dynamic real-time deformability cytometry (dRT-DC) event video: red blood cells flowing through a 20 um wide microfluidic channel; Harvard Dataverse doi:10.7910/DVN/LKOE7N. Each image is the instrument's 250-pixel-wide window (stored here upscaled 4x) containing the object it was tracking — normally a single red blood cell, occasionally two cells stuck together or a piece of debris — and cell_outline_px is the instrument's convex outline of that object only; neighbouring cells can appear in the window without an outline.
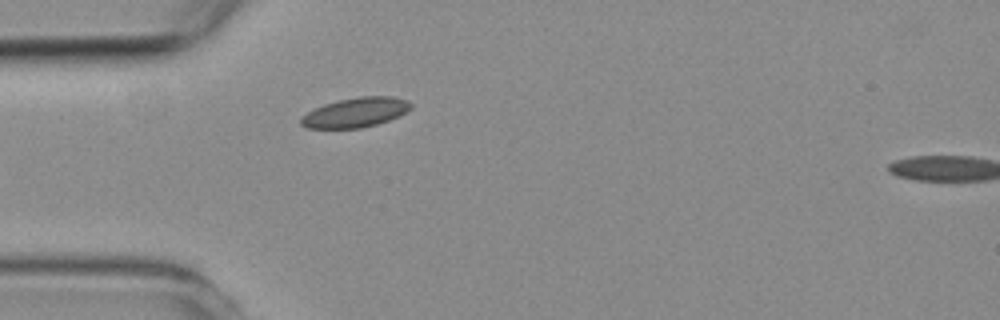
{"species": "common noctule bat (a hibernating species)", "species_latin": "Nyctalus noctula", "temperature_condition": "room temperature", "stored_images_in_passage": 7, "segment_of_instrument_passage": [1, 2], "camera_frame_rate_fps": 3000, "um_per_image_px": 0.085, "animal": {"sex": "female", "body_mass_g": 19.3, "forearm_length_mm": 54.1}, "frame": {"image": 1, "passage_image": 6, "time_ms": 5.667, "image_size_px": [1000, 320], "cell_outline_px": [[412, 108], [408, 112], [400, 116], [376, 124], [360, 128], [308, 128], [300, 124], [300, 120], [308, 112], [324, 104], [340, 100], [360, 96], [392, 96], [408, 100], [412, 104]], "centroid_in_image_um": [30.28, 9.55], "position_along_channel_um": 54.7, "area_um2": 18.9}}